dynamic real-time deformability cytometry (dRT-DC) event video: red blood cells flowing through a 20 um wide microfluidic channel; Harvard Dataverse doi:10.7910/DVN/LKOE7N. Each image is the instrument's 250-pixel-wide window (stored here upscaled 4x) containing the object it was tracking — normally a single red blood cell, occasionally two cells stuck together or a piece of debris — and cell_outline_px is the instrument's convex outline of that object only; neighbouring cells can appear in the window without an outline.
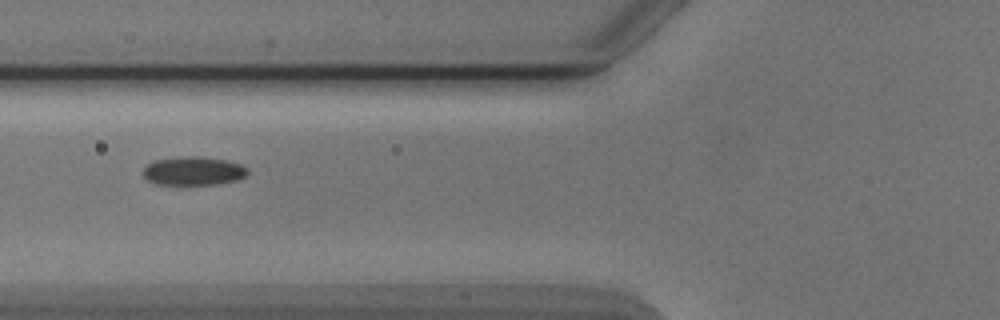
{"species": "Egyptian fruit bat (a non-hibernating species)", "species_latin": "Rousettus aegyptiacus", "temperature_condition": "cold", "stored_images_in_passage": 4, "camera_frame_rate_fps": 3000, "um_per_image_px": 0.085, "animal": {"sex": "male"}, "frame": {"image": 1, "passage_image": 3, "time_ms": 2.333, "image_size_px": [1000, 320], "cell_outline_px": [[248, 172], [244, 176], [236, 180], [216, 184], [156, 184], [148, 180], [140, 172], [152, 160], [180, 156], [200, 156], [228, 160], [240, 164], [248, 168]], "centroid_in_image_um": [16.41, 14.51], "position_along_channel_um": 109.4, "area_um2": 17.57}}
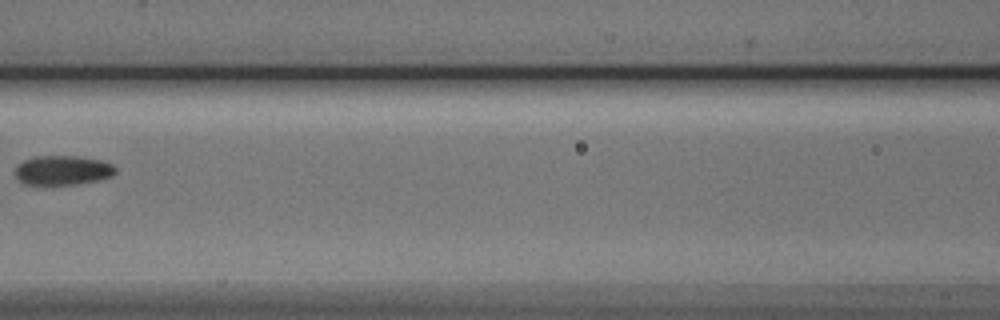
{"frame": {"image": 2, "passage_image": 4, "time_ms": 3.667, "image_size_px": [1000, 320], "cell_outline_px": [[116, 172], [112, 176], [100, 180], [76, 184], [36, 188], [20, 184], [16, 180], [16, 168], [24, 160], [32, 156], [80, 156], [100, 160], [112, 164], [116, 168]], "centroid_in_image_um": [5.25, 14.53], "position_along_channel_um": 161.3, "area_um2": 18.15}}